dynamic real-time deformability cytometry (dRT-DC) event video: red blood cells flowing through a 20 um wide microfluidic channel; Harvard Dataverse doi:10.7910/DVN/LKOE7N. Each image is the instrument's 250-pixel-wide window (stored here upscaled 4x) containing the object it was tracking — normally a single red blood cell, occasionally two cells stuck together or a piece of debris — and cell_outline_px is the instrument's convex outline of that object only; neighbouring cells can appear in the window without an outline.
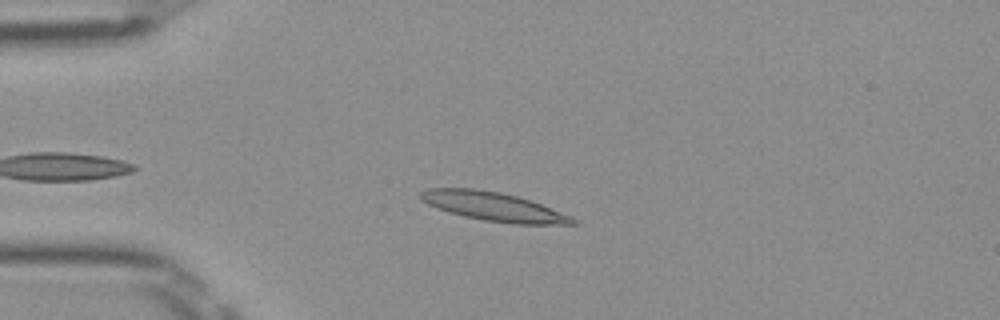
{"species": "Egyptian fruit bat (a non-hibernating species)", "species_latin": "Rousettus aegyptiacus", "temperature_condition": "room temperature", "stored_images_in_passage": 39, "camera_frame_rate_fps": 3000, "um_per_image_px": 0.085, "frame": {"image": 1, "passage_image": 7, "time_ms": 2.0, "image_size_px": [1000, 320], "cell_outline_px": [[580, 224], [512, 224], [484, 220], [464, 216], [448, 212], [436, 208], [420, 200], [420, 192], [428, 188], [476, 188], [500, 192], [516, 196], [540, 204], [572, 216]], "centroid_in_image_um": [41.92, 17.56], "position_along_channel_um": 43.1, "area_um2": 25.49}}
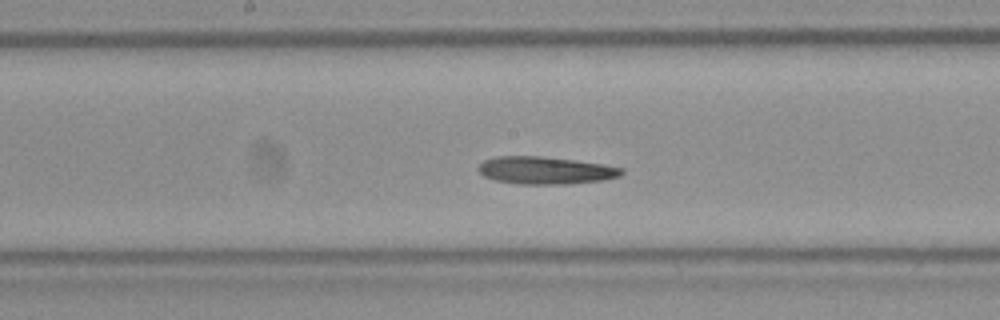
{"frame": {"image": 2, "passage_image": 21, "time_ms": 6.667, "image_size_px": [1000, 320], "cell_outline_px": [[624, 172], [620, 176], [604, 180], [568, 184], [520, 184], [496, 180], [484, 176], [476, 168], [484, 160], [496, 156], [540, 156], [576, 160], [604, 164], [624, 168]], "centroid_in_image_um": [46.39, 14.48], "position_along_channel_um": 201.8, "area_um2": 23.06}}
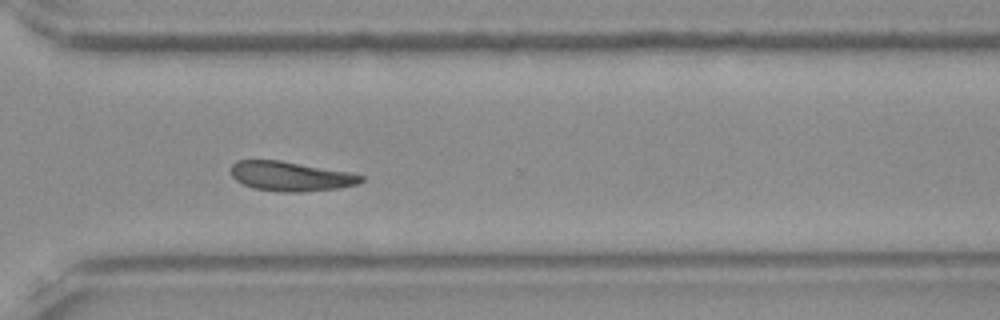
{"frame": {"image": 3, "passage_image": 32, "time_ms": 10.333, "image_size_px": [1000, 320], "cell_outline_px": [[364, 180], [360, 184], [340, 188], [300, 192], [284, 192], [252, 188], [236, 180], [232, 176], [232, 164], [236, 160], [280, 160], [348, 172], [364, 176]], "centroid_in_image_um": [24.73, 14.99], "position_along_channel_um": 345.9, "area_um2": 22.37}, "authors_computed_cell_mechanics": {"area_um2": 22.8888, "velocity_mm_per_s": 3.9335, "shape_relaxation_time_tau1_ms": 10.1926, "shape_relaxation_time_tau2_ms": 2.3438, "deformation_change_tau1": 0.2039, "deformation_change_tau2": 0.1076}}